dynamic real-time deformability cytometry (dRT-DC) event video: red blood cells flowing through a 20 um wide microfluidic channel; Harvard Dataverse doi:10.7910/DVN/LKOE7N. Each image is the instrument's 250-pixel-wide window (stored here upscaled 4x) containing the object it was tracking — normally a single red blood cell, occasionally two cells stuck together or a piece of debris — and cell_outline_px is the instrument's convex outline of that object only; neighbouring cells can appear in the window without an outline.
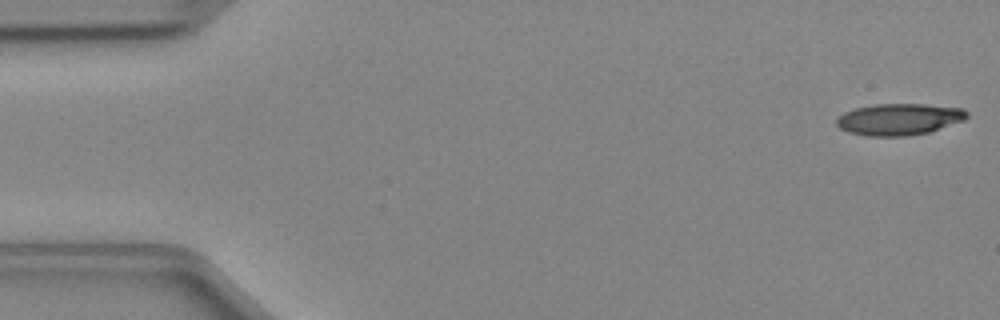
{"species": "Egyptian fruit bat (a non-hibernating species)", "species_latin": "Rousettus aegyptiacus", "temperature_condition": "cold", "stored_images_in_passage": 46, "camera_frame_rate_fps": 3000, "um_per_image_px": 0.085, "animal": {"sex": "female"}, "frame": {"image": 1, "passage_image": 1, "time_ms": 0.0, "image_size_px": [1000, 320], "cell_outline_px": [[968, 116], [964, 120], [928, 132], [908, 136], [868, 136], [848, 132], [840, 128], [836, 124], [836, 120], [844, 112], [856, 108], [876, 104], [924, 104], [964, 108], [968, 112]], "centroid_in_image_um": [76.43, 10.13], "position_along_channel_um": 8.6, "area_um2": 23.93}}
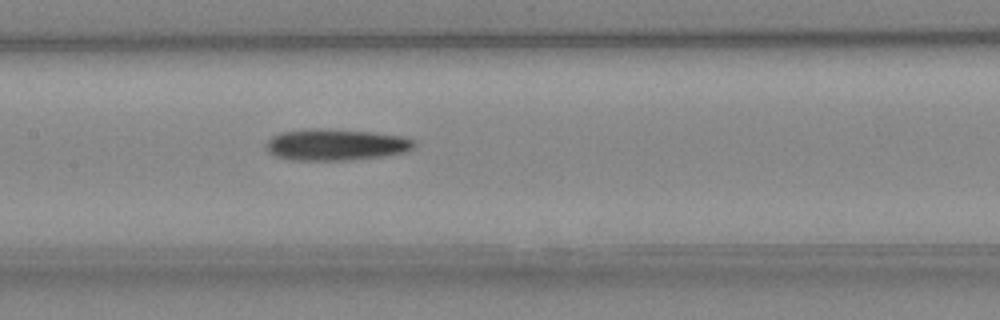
{"frame": {"image": 2, "passage_image": 22, "time_ms": 7.0, "image_size_px": [1000, 320], "cell_outline_px": [[416, 144], [412, 148], [404, 152], [384, 156], [348, 160], [292, 160], [276, 156], [268, 152], [268, 140], [272, 136], [280, 132], [308, 128], [328, 128], [368, 132], [404, 136], [416, 140]], "centroid_in_image_um": [28.56, 12.29], "position_along_channel_um": 178.8, "area_um2": 27.22}}
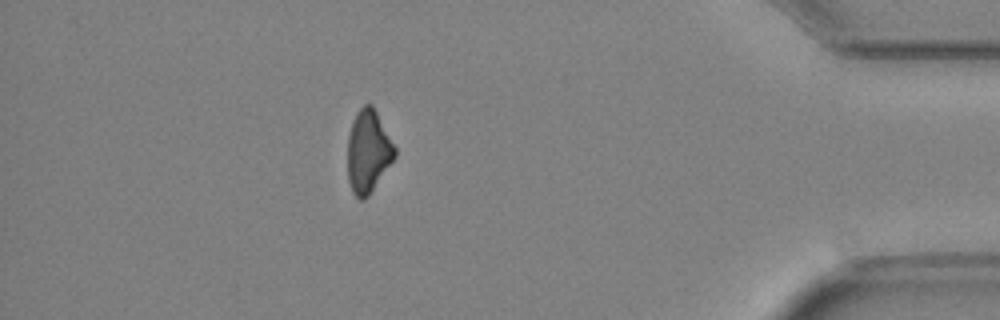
{"frame": {"image": 3, "passage_image": 41, "time_ms": 13.333, "image_size_px": [1000, 320], "cell_outline_px": [[396, 156], [368, 196], [364, 200], [360, 200], [352, 192], [348, 180], [348, 132], [352, 120], [356, 112], [364, 104], [372, 104], [396, 148]], "centroid_in_image_um": [31.28, 12.86], "position_along_channel_um": 403.9, "area_um2": 22.72}}